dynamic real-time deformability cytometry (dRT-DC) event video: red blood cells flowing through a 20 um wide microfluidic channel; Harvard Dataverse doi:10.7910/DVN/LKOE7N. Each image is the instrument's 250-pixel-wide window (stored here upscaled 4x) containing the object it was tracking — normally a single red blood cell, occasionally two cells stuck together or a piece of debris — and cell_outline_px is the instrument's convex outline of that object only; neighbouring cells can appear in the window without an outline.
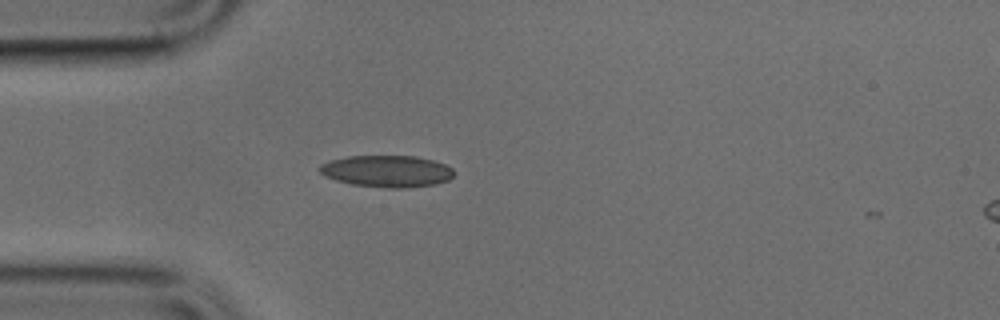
{"species": "common noctule bat (a hibernating species)", "species_latin": "Nyctalus noctula", "temperature_condition": "cold", "stored_images_in_passage": 36, "camera_frame_rate_fps": 3000, "um_per_image_px": 0.085, "animal": {"sex": "male", "body_mass_g": 17.9, "forearm_length_mm": 54.2}, "frame": {"image": 1, "passage_image": 1, "time_ms": 0.0, "image_size_px": [1000, 320], "cell_outline_px": [[452, 176], [448, 180], [436, 184], [404, 188], [388, 188], [352, 184], [336, 180], [324, 176], [320, 172], [320, 164], [332, 160], [348, 156], [416, 156], [432, 160], [444, 164], [452, 168]], "centroid_in_image_um": [32.88, 14.55], "position_along_channel_um": 52.1, "area_um2": 24.68}}
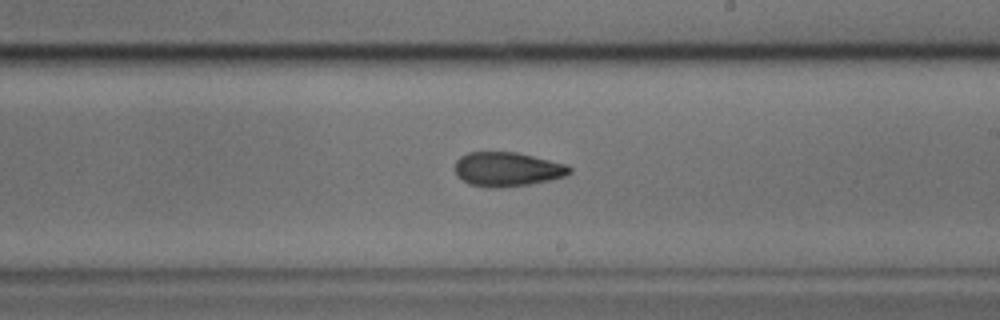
{"frame": {"image": 2, "passage_image": 16, "time_ms": 5.0, "image_size_px": [1000, 320], "cell_outline_px": [[572, 172], [564, 176], [548, 180], [528, 184], [500, 188], [488, 188], [468, 184], [456, 176], [456, 160], [460, 156], [468, 152], [516, 152], [568, 164], [572, 168]], "centroid_in_image_um": [43.11, 14.39], "position_along_channel_um": 245.9, "area_um2": 23.0}}
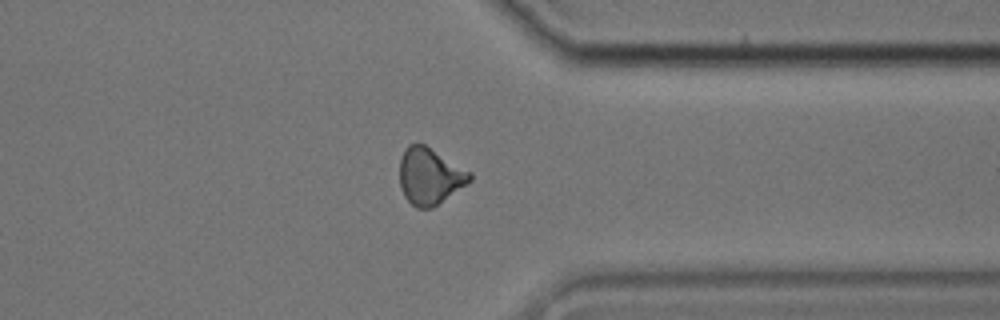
{"frame": {"image": 3, "passage_image": 26, "time_ms": 8.333, "image_size_px": [1000, 320], "cell_outline_px": [[472, 180], [432, 208], [416, 208], [404, 196], [400, 188], [400, 160], [404, 148], [408, 144], [424, 144], [472, 172]], "centroid_in_image_um": [36.52, 14.97], "position_along_channel_um": 374.9, "area_um2": 23.06}}